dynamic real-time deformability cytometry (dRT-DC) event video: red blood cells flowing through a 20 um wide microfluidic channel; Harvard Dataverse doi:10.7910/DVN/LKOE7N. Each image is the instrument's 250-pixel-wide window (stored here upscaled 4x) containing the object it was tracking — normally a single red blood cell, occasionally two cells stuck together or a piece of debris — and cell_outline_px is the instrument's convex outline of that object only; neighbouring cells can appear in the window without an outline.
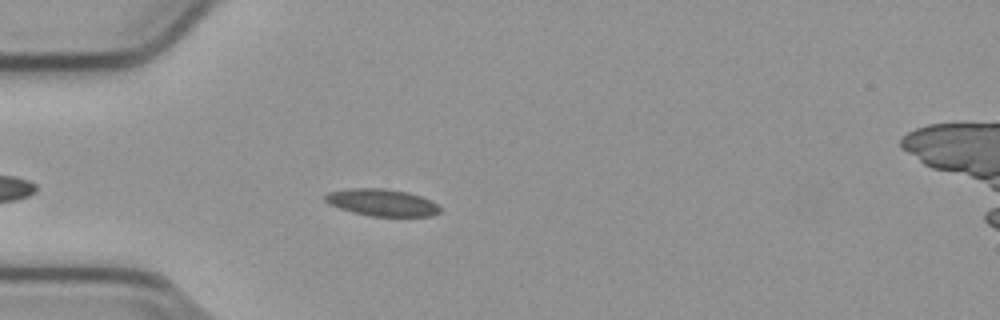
{"species": "common noctule bat (a hibernating species)", "species_latin": "Nyctalus noctula", "temperature_condition": "cold", "stored_images_in_passage": 19, "camera_frame_rate_fps": 3000, "um_per_image_px": 0.085, "animal": {"sex": "male", "body_mass_g": 23.1, "forearm_length_mm": 52.7}, "frame": {"image": 1, "passage_image": 5, "time_ms": 1.333, "image_size_px": [1000, 320], "cell_outline_px": [[440, 212], [432, 216], [372, 216], [352, 212], [328, 204], [324, 200], [324, 196], [328, 192], [348, 188], [384, 188], [408, 192], [420, 196], [436, 204], [440, 208]], "centroid_in_image_um": [32.42, 17.21], "position_along_channel_um": 52.6, "area_um2": 18.03}}
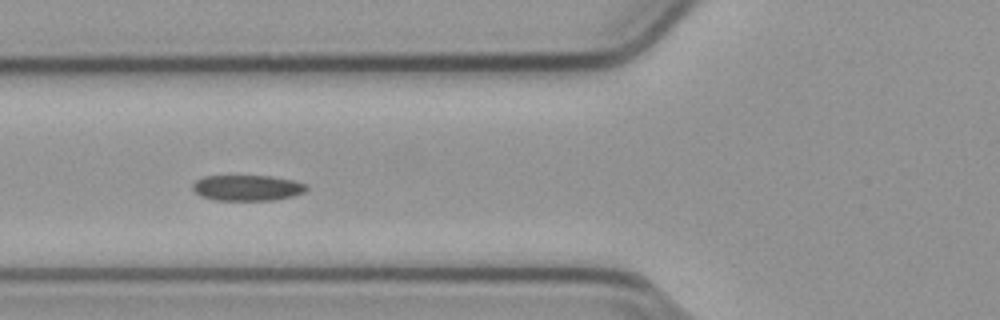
{"frame": {"image": 2, "passage_image": 10, "time_ms": 3.0, "image_size_px": [1000, 320], "cell_outline_px": [[308, 188], [304, 192], [292, 196], [276, 200], [216, 200], [200, 196], [192, 188], [192, 184], [196, 180], [204, 176], [272, 176], [292, 180], [308, 184]], "centroid_in_image_um": [21.03, 15.96], "position_along_channel_um": 104.8, "area_um2": 17.11}}
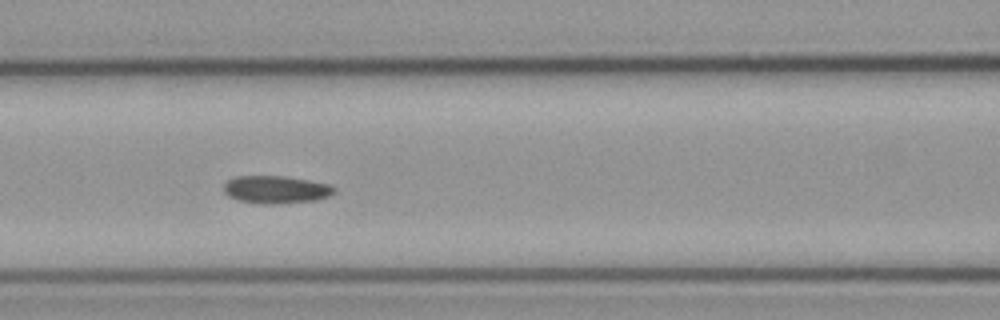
{"frame": {"image": 3, "passage_image": 13, "time_ms": 4.0, "image_size_px": [1000, 320], "cell_outline_px": [[336, 192], [328, 196], [316, 200], [268, 204], [260, 204], [240, 200], [228, 196], [224, 192], [224, 184], [228, 180], [236, 176], [284, 176], [308, 180], [328, 184], [336, 188]], "centroid_in_image_um": [23.45, 16.11], "position_along_channel_um": 143.1, "area_um2": 17.69}}